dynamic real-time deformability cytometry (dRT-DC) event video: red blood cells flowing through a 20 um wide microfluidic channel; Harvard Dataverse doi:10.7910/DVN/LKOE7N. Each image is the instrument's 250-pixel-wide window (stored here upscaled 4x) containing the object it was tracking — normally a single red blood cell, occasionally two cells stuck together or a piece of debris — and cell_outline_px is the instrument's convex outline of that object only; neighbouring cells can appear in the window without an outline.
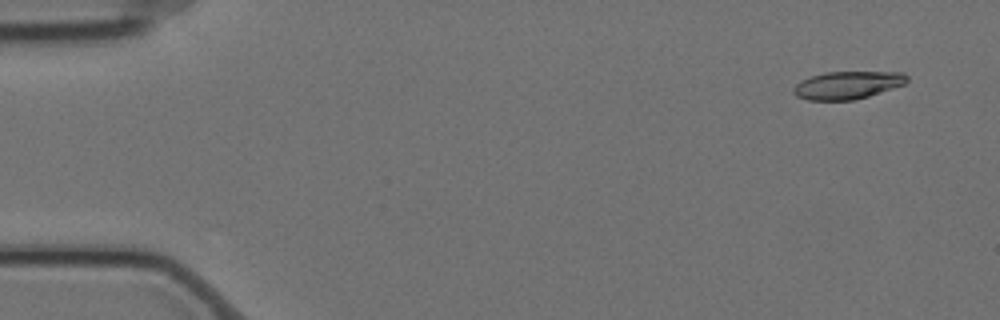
{"species": "Egyptian fruit bat (a non-hibernating species)", "species_latin": "Rousettus aegyptiacus", "temperature_condition": "cold", "stored_images_in_passage": 4, "camera_frame_rate_fps": 3000, "um_per_image_px": 0.085, "animal": {"sex": "female"}, "frame": {"image": 1, "passage_image": 1, "time_ms": 0.0, "image_size_px": [1000, 320], "cell_outline_px": [[908, 80], [904, 84], [868, 96], [852, 100], [808, 100], [796, 96], [792, 92], [792, 88], [800, 80], [824, 72], [904, 72], [908, 76]], "centroid_in_image_um": [72.0, 7.23], "position_along_channel_um": 13.0, "area_um2": 18.32}}